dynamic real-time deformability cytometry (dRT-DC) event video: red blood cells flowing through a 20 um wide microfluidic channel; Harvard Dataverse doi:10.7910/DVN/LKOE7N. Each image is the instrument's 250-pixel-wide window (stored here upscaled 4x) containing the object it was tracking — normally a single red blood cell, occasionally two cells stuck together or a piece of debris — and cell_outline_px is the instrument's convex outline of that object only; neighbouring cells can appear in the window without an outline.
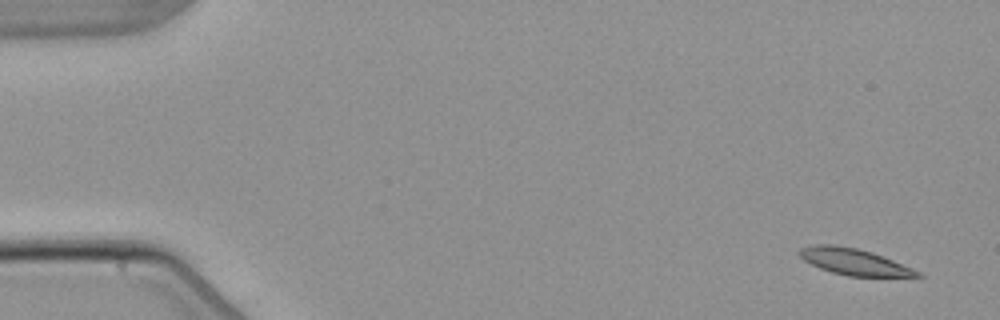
{"species": "common noctule bat (a hibernating species)", "species_latin": "Nyctalus noctula", "temperature_condition": "warm", "stored_images_in_passage": 6, "camera_frame_rate_fps": 3000, "um_per_image_px": 0.085, "animal": {"sex": "male", "body_mass_g": 21.5, "forearm_length_mm": 52.0}, "frame": {"image": 1, "passage_image": 1, "time_ms": 0.0, "image_size_px": [1000, 320], "cell_outline_px": [[924, 276], [848, 276], [832, 272], [820, 268], [804, 260], [800, 256], [800, 248], [812, 244], [836, 244], [856, 248], [872, 252], [912, 268], [920, 272]], "centroid_in_image_um": [72.56, 22.23], "position_along_channel_um": 12.4, "area_um2": 17.86}}
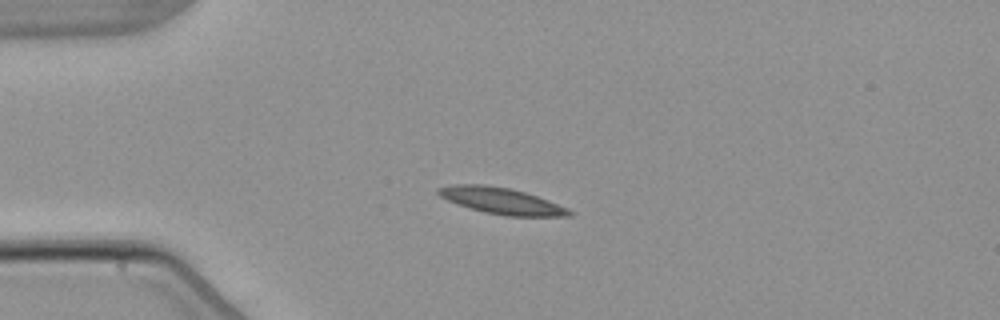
{"frame": {"image": 2, "passage_image": 4, "time_ms": 3.667, "image_size_px": [1000, 320], "cell_outline_px": [[572, 216], [504, 216], [484, 212], [456, 204], [440, 196], [436, 192], [436, 188], [448, 184], [484, 184], [508, 188], [524, 192], [548, 200], [568, 208], [572, 212]], "centroid_in_image_um": [42.57, 17.06], "position_along_channel_um": 42.4, "area_um2": 20.11}}
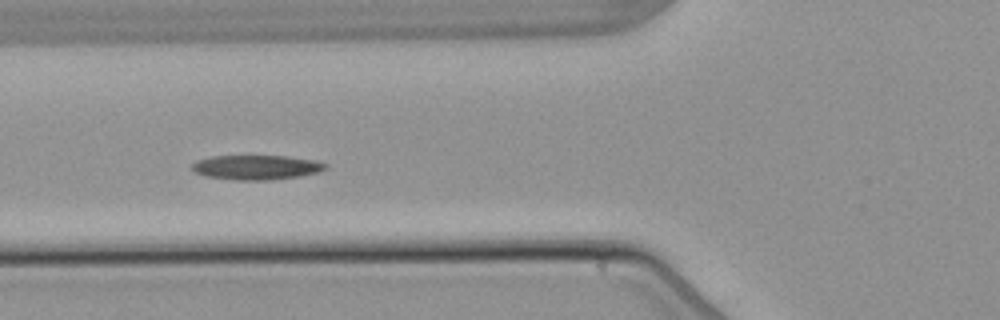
{"frame": {"image": 3, "passage_image": 6, "time_ms": 6.0, "image_size_px": [1000, 320], "cell_outline_px": [[328, 168], [320, 172], [300, 176], [272, 180], [236, 180], [204, 176], [192, 172], [188, 168], [196, 160], [212, 156], [288, 156], [316, 160], [328, 164]], "centroid_in_image_um": [21.77, 14.23], "position_along_channel_um": 104.0, "area_um2": 19.54}}